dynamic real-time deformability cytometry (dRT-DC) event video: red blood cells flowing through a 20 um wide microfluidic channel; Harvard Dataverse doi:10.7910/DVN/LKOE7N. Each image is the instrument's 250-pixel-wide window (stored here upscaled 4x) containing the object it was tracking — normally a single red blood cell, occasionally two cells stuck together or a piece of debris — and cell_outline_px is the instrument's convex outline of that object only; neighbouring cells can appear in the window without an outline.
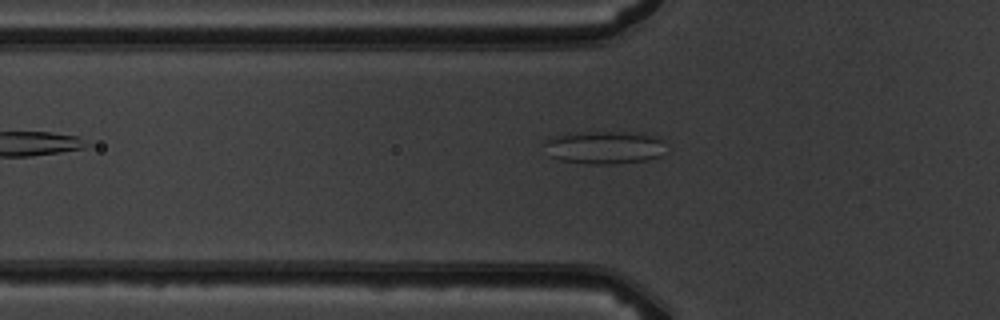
{"species": "common noctule bat (a hibernating species)", "species_latin": "Nyctalus noctula", "temperature_condition": "warm", "stored_images_in_passage": 7, "camera_frame_rate_fps": 3000, "um_per_image_px": 0.085, "animal": {"sex": "male", "body_mass_g": 19.5, "forearm_length_mm": 54.6}, "frame": {"image": 1, "passage_image": 7, "time_ms": 7.0, "image_size_px": [1000, 320], "cell_outline_px": [[664, 140], [660, 156], [648, 160], [612, 164], [588, 164], [560, 160], [552, 156], [544, 144], [544, 140], [568, 132], [640, 132], [660, 136]], "centroid_in_image_um": [51.41, 12.51], "position_along_channel_um": 74.4, "area_um2": 23.52}}